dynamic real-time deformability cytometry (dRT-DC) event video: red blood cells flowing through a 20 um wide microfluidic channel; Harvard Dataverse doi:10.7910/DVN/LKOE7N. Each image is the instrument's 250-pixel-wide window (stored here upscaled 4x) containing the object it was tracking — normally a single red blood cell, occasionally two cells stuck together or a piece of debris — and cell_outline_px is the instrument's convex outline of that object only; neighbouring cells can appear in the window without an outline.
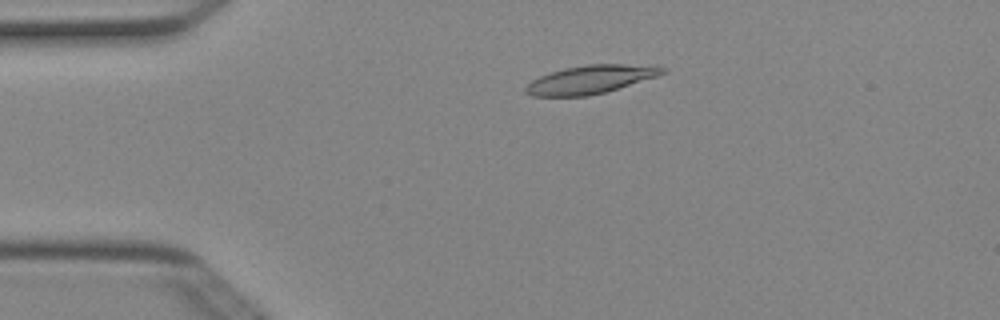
{"species": "Egyptian fruit bat (a non-hibernating species)", "species_latin": "Rousettus aegyptiacus", "temperature_condition": "cold", "stored_images_in_passage": 4, "camera_frame_rate_fps": 3000, "um_per_image_px": 0.085, "animal": {"sex": "female"}, "frame": {"image": 1, "passage_image": 3, "time_ms": 0.667, "image_size_px": [1000, 320], "cell_outline_px": [[668, 72], [656, 76], [604, 92], [588, 96], [532, 96], [524, 92], [524, 88], [532, 80], [540, 76], [564, 68], [588, 64], [624, 64], [668, 68]], "centroid_in_image_um": [50.14, 6.76], "position_along_channel_um": 34.9, "area_um2": 22.2}}